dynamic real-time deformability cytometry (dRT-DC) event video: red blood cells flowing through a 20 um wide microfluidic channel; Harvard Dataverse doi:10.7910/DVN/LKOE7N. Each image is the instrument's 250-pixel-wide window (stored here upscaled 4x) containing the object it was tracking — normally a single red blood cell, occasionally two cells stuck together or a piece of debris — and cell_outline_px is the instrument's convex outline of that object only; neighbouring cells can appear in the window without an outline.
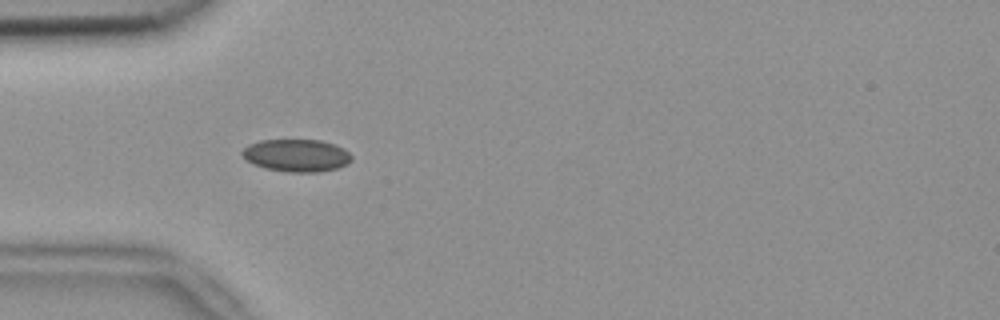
{"species": "common noctule bat (a hibernating species)", "species_latin": "Nyctalus noctula", "temperature_condition": "room temperature", "stored_images_in_passage": 4, "camera_frame_rate_fps": 3000, "um_per_image_px": 0.085, "animal": {"sex": "female", "body_mass_g": 18.4}, "frame": {"image": 1, "passage_image": 2, "time_ms": 0.333, "image_size_px": [1000, 320], "cell_outline_px": [[352, 160], [348, 164], [336, 168], [320, 172], [288, 172], [264, 168], [252, 164], [240, 152], [248, 144], [260, 140], [320, 140], [344, 148], [352, 156]], "centroid_in_image_um": [25.2, 13.21], "position_along_channel_um": 59.8, "area_um2": 20.75}}
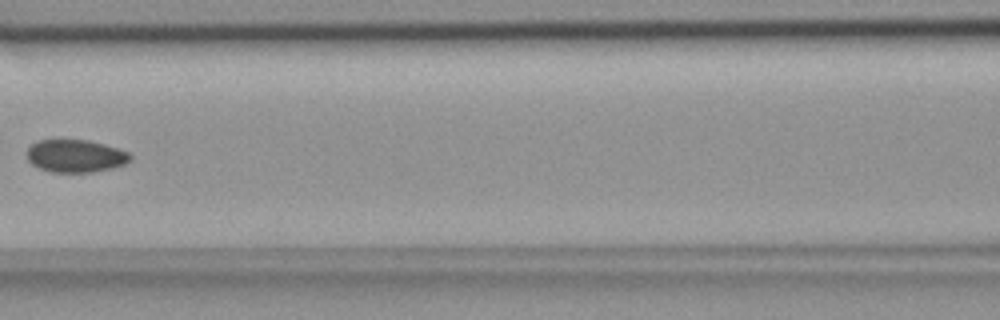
{"frame": {"image": 2, "passage_image": 4, "time_ms": 1.0, "image_size_px": [1000, 320], "cell_outline_px": [[132, 160], [124, 164], [112, 168], [92, 172], [48, 172], [32, 164], [28, 160], [28, 148], [36, 140], [88, 140], [104, 144], [128, 152], [132, 156]], "centroid_in_image_um": [6.42, 13.26], "position_along_channel_um": 160.2, "area_um2": 19.65}}